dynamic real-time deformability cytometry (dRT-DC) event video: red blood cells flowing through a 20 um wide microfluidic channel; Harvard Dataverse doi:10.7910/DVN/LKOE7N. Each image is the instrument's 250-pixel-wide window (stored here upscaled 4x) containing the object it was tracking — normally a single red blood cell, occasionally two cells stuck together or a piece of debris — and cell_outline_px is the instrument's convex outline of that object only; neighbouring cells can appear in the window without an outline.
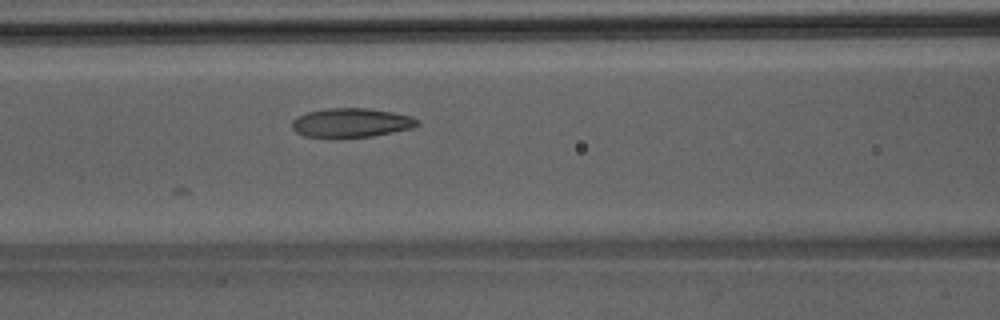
{"species": "Egyptian fruit bat (a non-hibernating species)", "species_latin": "Rousettus aegyptiacus", "temperature_condition": "room temperature", "stored_images_in_passage": 31, "camera_frame_rate_fps": 3000, "um_per_image_px": 0.085, "animal": {"sex": "male"}, "frame": {"image": 1, "passage_image": 7, "time_ms": 2.0, "image_size_px": [1000, 320], "cell_outline_px": [[420, 124], [412, 128], [372, 136], [332, 140], [304, 136], [296, 132], [292, 128], [292, 120], [296, 116], [308, 112], [328, 108], [368, 108], [392, 112], [412, 116], [420, 120]], "centroid_in_image_um": [29.82, 10.46], "position_along_channel_um": 136.8, "area_um2": 21.96}}
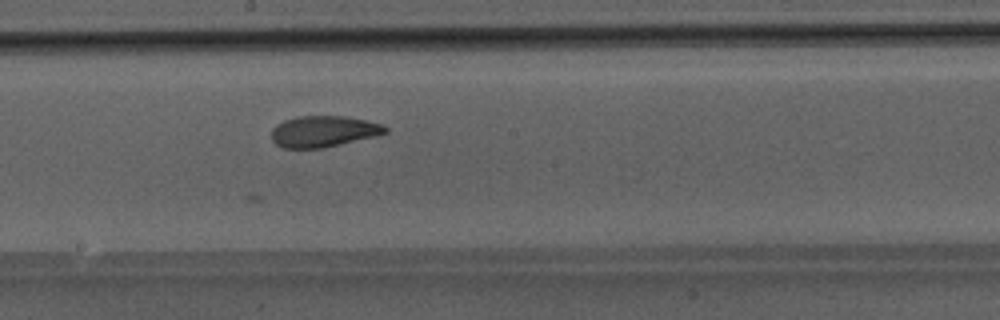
{"frame": {"image": 2, "passage_image": 13, "time_ms": 4.0, "image_size_px": [1000, 320], "cell_outline_px": [[388, 132], [376, 136], [320, 148], [284, 148], [276, 144], [272, 140], [272, 128], [276, 124], [284, 120], [296, 116], [344, 116], [364, 120], [380, 124], [388, 128]], "centroid_in_image_um": [27.46, 11.16], "position_along_channel_um": 220.7, "area_um2": 20.52}}
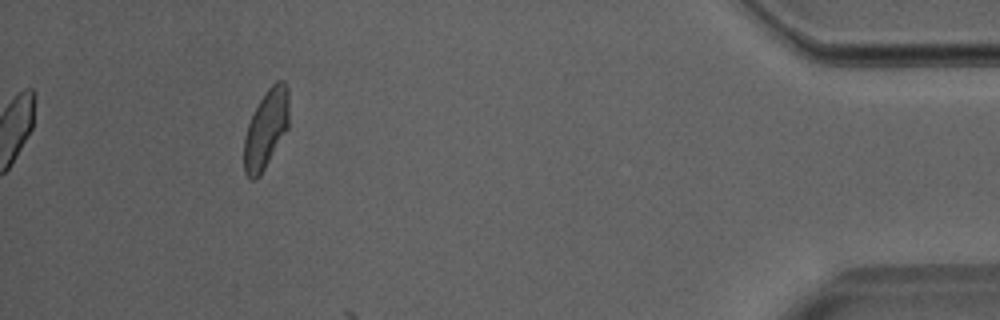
{"frame": {"image": 3, "passage_image": 31, "time_ms": 10.0, "image_size_px": [1000, 320], "cell_outline_px": [[288, 128], [260, 176], [252, 180], [244, 172], [244, 136], [248, 124], [260, 100], [268, 88], [276, 80], [284, 80], [288, 88]], "centroid_in_image_um": [22.61, 10.96], "position_along_channel_um": 412.6, "area_um2": 20.4}}